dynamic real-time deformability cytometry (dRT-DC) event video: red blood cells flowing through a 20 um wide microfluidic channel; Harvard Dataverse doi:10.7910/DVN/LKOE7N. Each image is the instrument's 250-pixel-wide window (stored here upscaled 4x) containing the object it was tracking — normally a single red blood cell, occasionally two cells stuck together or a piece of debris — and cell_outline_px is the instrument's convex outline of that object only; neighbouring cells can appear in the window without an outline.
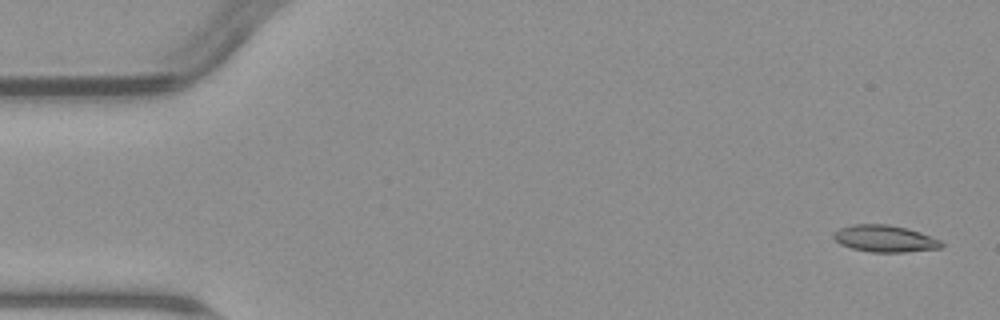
{"species": "common noctule bat (a hibernating species)", "species_latin": "Nyctalus noctula", "temperature_condition": "warm", "stored_images_in_passage": 8, "camera_frame_rate_fps": 3000, "um_per_image_px": 0.085, "animal": {"sex": "male", "body_mass_g": 23.1, "forearm_length_mm": 52.7}, "frame": {"image": 1, "passage_image": 1, "time_ms": 0.0, "image_size_px": [1000, 320], "cell_outline_px": [[944, 244], [940, 248], [904, 252], [872, 252], [852, 248], [840, 244], [832, 236], [832, 232], [840, 228], [852, 224], [888, 224], [908, 228], [920, 232], [940, 240]], "centroid_in_image_um": [75.19, 20.27], "position_along_channel_um": 9.8, "area_um2": 16.88}}
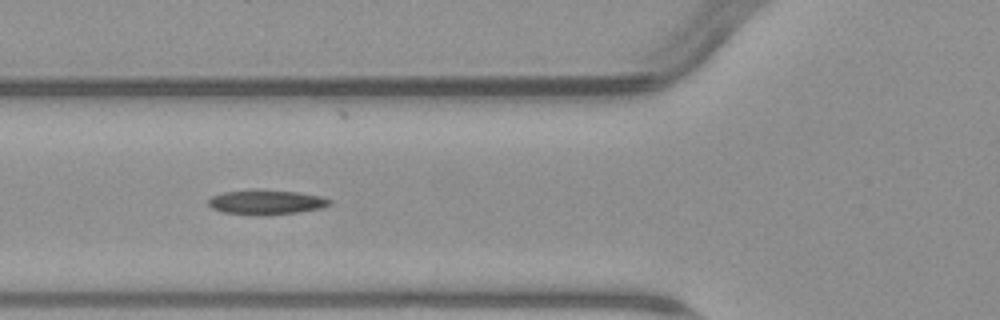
{"frame": {"image": 2, "passage_image": 6, "time_ms": 6.0, "image_size_px": [1000, 320], "cell_outline_px": [[332, 204], [324, 208], [296, 212], [264, 216], [260, 216], [224, 212], [212, 208], [208, 204], [208, 200], [212, 196], [224, 192], [296, 192], [320, 196], [332, 200]], "centroid_in_image_um": [22.68, 17.24], "position_along_channel_um": 103.1, "area_um2": 16.7}}
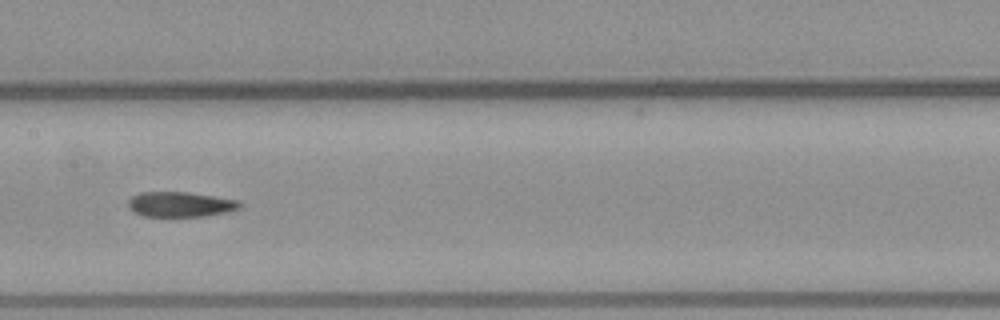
{"frame": {"image": 3, "passage_image": 8, "time_ms": 8.333, "image_size_px": [1000, 320], "cell_outline_px": [[244, 204], [240, 208], [228, 212], [200, 216], [144, 216], [128, 208], [128, 200], [132, 196], [140, 192], [188, 192], [240, 200]], "centroid_in_image_um": [15.36, 17.36], "position_along_channel_um": 192.0, "area_um2": 16.36}}